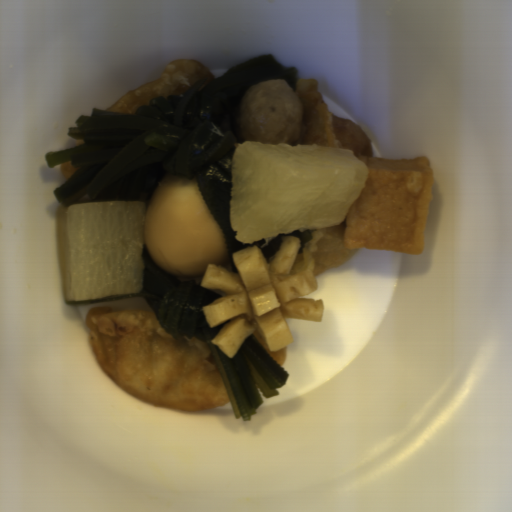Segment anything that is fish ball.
Returning a JSON list of instances; mask_svg holds the SVG:
<instances>
[{
    "label": "fish ball",
    "instance_id": "fish-ball-1",
    "mask_svg": "<svg viewBox=\"0 0 512 512\" xmlns=\"http://www.w3.org/2000/svg\"><path fill=\"white\" fill-rule=\"evenodd\" d=\"M368 177L345 214V248L423 254L434 200V169L428 156L414 159L357 157Z\"/></svg>",
    "mask_w": 512,
    "mask_h": 512
}]
</instances>
